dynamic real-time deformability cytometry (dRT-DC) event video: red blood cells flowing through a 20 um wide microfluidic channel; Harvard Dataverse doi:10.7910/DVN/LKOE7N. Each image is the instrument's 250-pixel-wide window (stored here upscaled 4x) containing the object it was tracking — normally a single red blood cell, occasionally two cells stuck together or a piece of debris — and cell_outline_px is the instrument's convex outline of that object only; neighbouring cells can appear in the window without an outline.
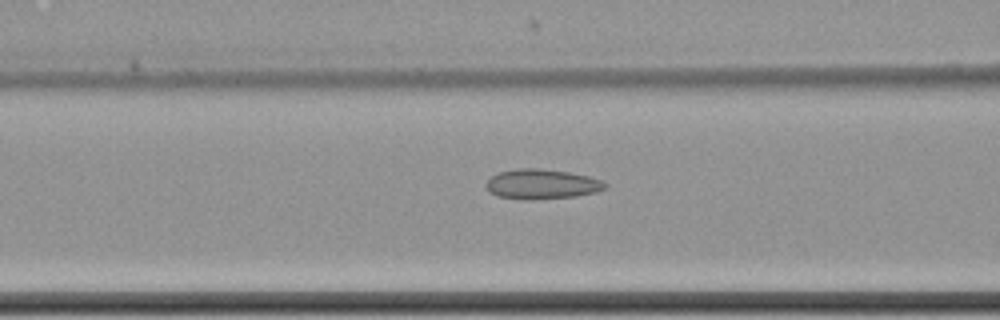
{"species": "common noctule bat (a hibernating species)", "species_latin": "Nyctalus noctula", "temperature_condition": "cold", "stored_images_in_passage": 61, "camera_frame_rate_fps": 3000, "um_per_image_px": 0.085, "animal": {"sex": "female", "body_mass_g": 22.7, "forearm_length_mm": 54.2}, "frame": {"image": 1, "passage_image": 26, "time_ms": 8.333, "image_size_px": [1000, 320], "cell_outline_px": [[608, 188], [596, 192], [576, 196], [532, 200], [524, 200], [496, 196], [488, 192], [484, 184], [492, 176], [500, 172], [520, 168], [540, 168], [568, 172], [588, 176], [600, 180], [608, 184]], "centroid_in_image_um": [46.04, 15.66], "position_along_channel_um": 120.6, "area_um2": 20.92}}
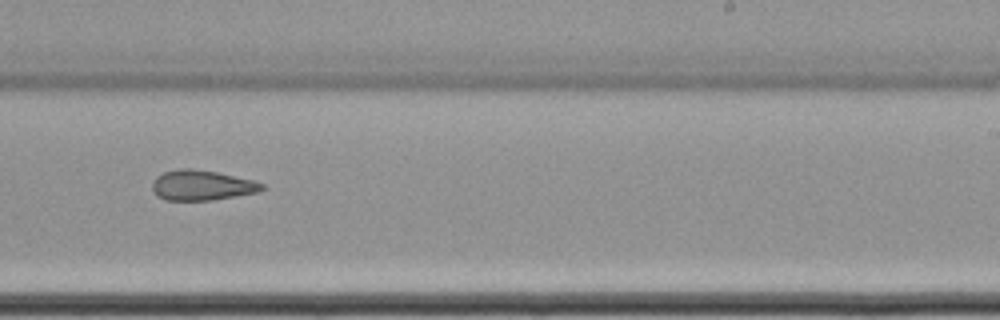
{"frame": {"image": 2, "passage_image": 39, "time_ms": 12.667, "image_size_px": [1000, 320], "cell_outline_px": [[264, 188], [260, 192], [212, 200], [164, 200], [156, 196], [152, 188], [152, 180], [156, 176], [164, 172], [180, 168], [192, 168], [216, 172], [252, 180], [264, 184]], "centroid_in_image_um": [17.12, 15.75], "position_along_channel_um": 271.9, "area_um2": 19.36}}
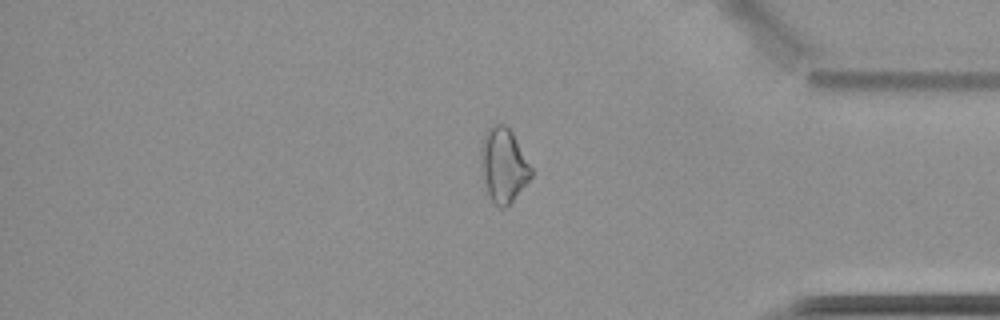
{"frame": {"image": 3, "passage_image": 51, "time_ms": 16.667, "image_size_px": [1000, 320], "cell_outline_px": [[532, 176], [512, 200], [504, 208], [500, 208], [492, 200], [488, 192], [480, 168], [480, 148], [484, 132], [488, 128], [496, 124], [504, 124], [512, 132], [532, 168]], "centroid_in_image_um": [42.77, 14.01], "position_along_channel_um": 392.4, "area_um2": 21.5}}